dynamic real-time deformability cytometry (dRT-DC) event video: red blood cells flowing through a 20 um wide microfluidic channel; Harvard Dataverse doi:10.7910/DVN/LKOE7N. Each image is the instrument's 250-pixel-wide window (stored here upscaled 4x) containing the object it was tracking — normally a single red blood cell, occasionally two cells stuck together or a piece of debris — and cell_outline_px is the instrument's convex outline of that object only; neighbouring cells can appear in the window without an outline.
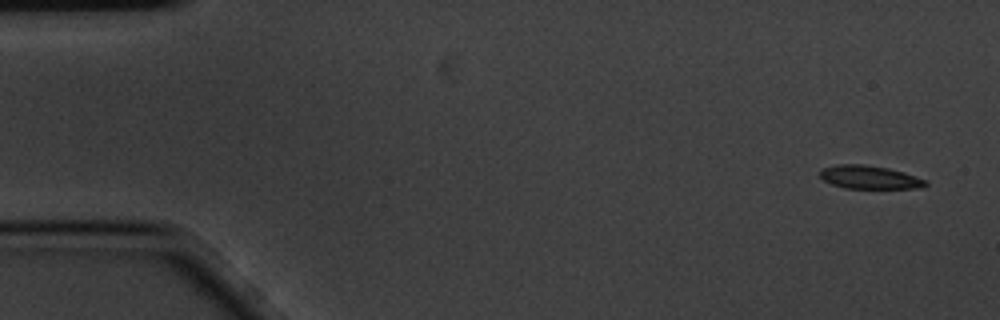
{"species": "common noctule bat (a hibernating species)", "species_latin": "Nyctalus noctula", "temperature_condition": "cold", "stored_images_in_passage": 5, "camera_frame_rate_fps": 3000, "um_per_image_px": 0.085, "animal": {"sex": "male", "body_mass_g": 20.1, "forearm_length_mm": 53.5}, "frame": {"image": 1, "passage_image": 1, "time_ms": 0.0, "image_size_px": [1000, 320], "cell_outline_px": [[928, 184], [916, 188], [844, 188], [832, 184], [824, 180], [820, 176], [820, 168], [836, 164], [864, 164], [888, 168], [904, 172], [928, 180]], "centroid_in_image_um": [73.89, 15.05], "position_along_channel_um": 11.1, "area_um2": 14.39}}
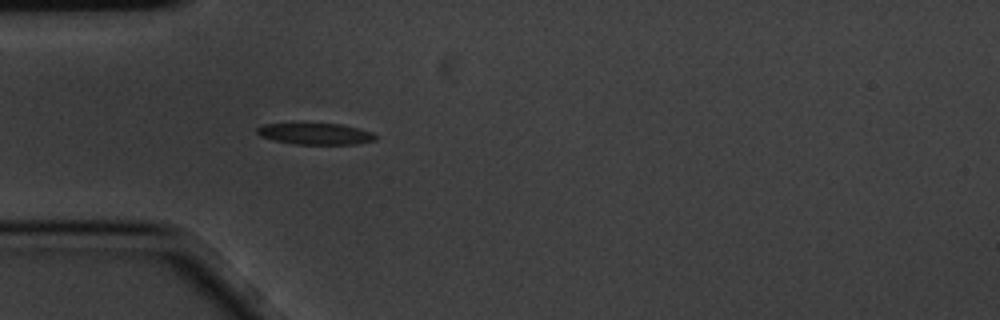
{"frame": {"image": 2, "passage_image": 5, "time_ms": 1.333, "image_size_px": [1000, 320], "cell_outline_px": [[376, 140], [356, 144], [296, 144], [276, 140], [260, 136], [256, 132], [256, 128], [264, 124], [340, 124], [360, 128], [372, 132], [376, 136]], "centroid_in_image_um": [26.85, 11.37], "position_along_channel_um": 58.2, "area_um2": 14.57}}